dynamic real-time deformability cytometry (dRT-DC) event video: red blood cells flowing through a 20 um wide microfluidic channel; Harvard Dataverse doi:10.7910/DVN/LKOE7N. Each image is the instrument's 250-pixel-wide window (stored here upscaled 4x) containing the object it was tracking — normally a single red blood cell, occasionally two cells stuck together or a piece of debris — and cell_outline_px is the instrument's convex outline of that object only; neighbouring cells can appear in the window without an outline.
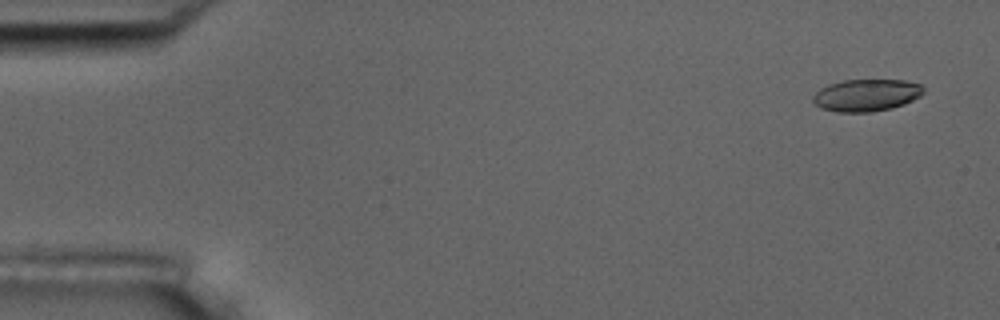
{"species": "common noctule bat (a hibernating species)", "species_latin": "Nyctalus noctula", "temperature_condition": "room temperature", "stored_images_in_passage": 5, "camera_frame_rate_fps": 3000, "um_per_image_px": 0.085, "animal": {"sex": "male", "body_mass_g": 17.5, "forearm_length_mm": 52.3}, "frame": {"image": 1, "passage_image": 1, "time_ms": 0.0, "image_size_px": [1000, 320], "cell_outline_px": [[924, 92], [920, 96], [904, 104], [892, 108], [872, 112], [836, 112], [820, 108], [812, 100], [812, 96], [820, 88], [828, 84], [844, 80], [904, 80], [920, 84], [924, 88]], "centroid_in_image_um": [73.63, 8.09], "position_along_channel_um": 11.4, "area_um2": 20.81}}